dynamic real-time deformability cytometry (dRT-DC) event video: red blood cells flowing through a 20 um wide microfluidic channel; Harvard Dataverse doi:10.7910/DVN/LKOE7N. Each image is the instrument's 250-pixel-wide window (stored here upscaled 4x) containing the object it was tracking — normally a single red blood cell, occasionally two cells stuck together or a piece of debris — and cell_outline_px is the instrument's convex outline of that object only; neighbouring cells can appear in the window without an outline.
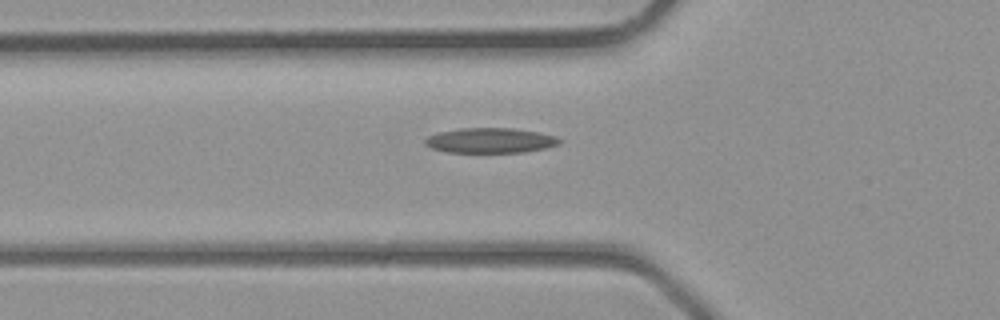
{"species": "common noctule bat (a hibernating species)", "species_latin": "Nyctalus noctula", "temperature_condition": "room temperature", "stored_images_in_passage": 30, "segment_of_instrument_passage": [1, 2], "camera_frame_rate_fps": 3000, "um_per_image_px": 0.085, "animal": {"sex": "male", "body_mass_g": 23.1, "forearm_length_mm": 52.7}, "frame": {"image": 1, "passage_image": 4, "time_ms": 1.0, "image_size_px": [1000, 320], "cell_outline_px": [[560, 144], [544, 148], [524, 152], [448, 152], [432, 148], [424, 144], [424, 140], [428, 136], [440, 132], [460, 128], [512, 128], [536, 132], [556, 136], [560, 140]], "centroid_in_image_um": [41.66, 11.94], "position_along_channel_um": 84.1, "area_um2": 19.42}}
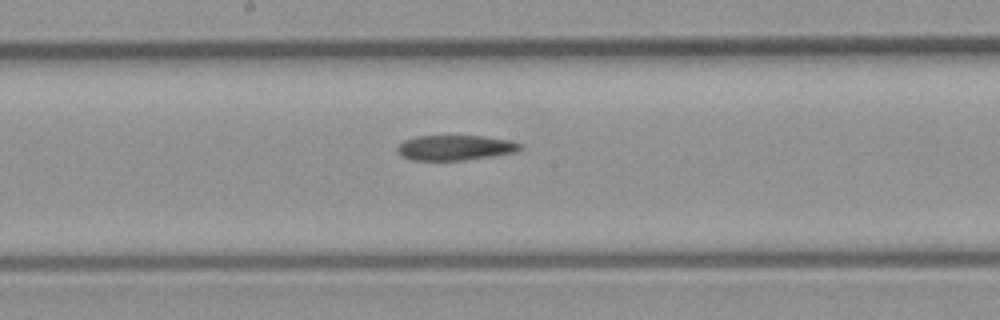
{"frame": {"image": 2, "passage_image": 11, "time_ms": 3.333, "image_size_px": [1000, 320], "cell_outline_px": [[520, 148], [516, 152], [492, 156], [464, 160], [412, 160], [400, 156], [396, 152], [396, 148], [404, 140], [416, 136], [484, 136], [512, 140], [520, 144]], "centroid_in_image_um": [38.65, 12.55], "position_along_channel_um": 209.5, "area_um2": 18.03}}
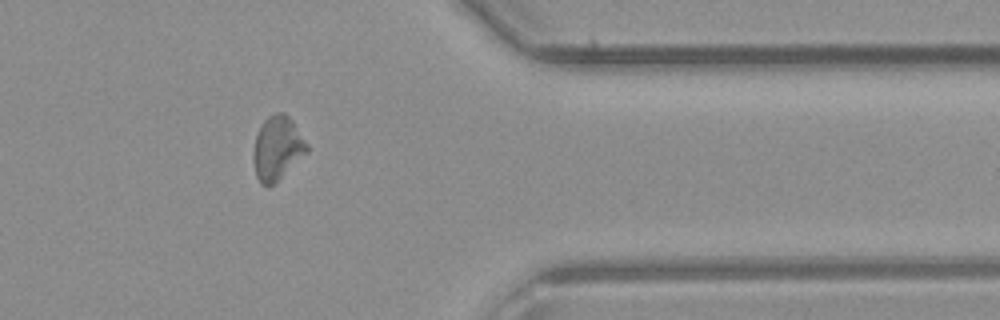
{"frame": {"image": 3, "passage_image": 22, "time_ms": 7.0, "image_size_px": [1000, 320], "cell_outline_px": [[308, 152], [268, 188], [260, 184], [256, 176], [252, 156], [256, 136], [260, 124], [268, 116], [276, 112], [284, 112], [292, 120], [308, 144]], "centroid_in_image_um": [23.55, 12.58], "position_along_channel_um": 387.8, "area_um2": 19.94}}